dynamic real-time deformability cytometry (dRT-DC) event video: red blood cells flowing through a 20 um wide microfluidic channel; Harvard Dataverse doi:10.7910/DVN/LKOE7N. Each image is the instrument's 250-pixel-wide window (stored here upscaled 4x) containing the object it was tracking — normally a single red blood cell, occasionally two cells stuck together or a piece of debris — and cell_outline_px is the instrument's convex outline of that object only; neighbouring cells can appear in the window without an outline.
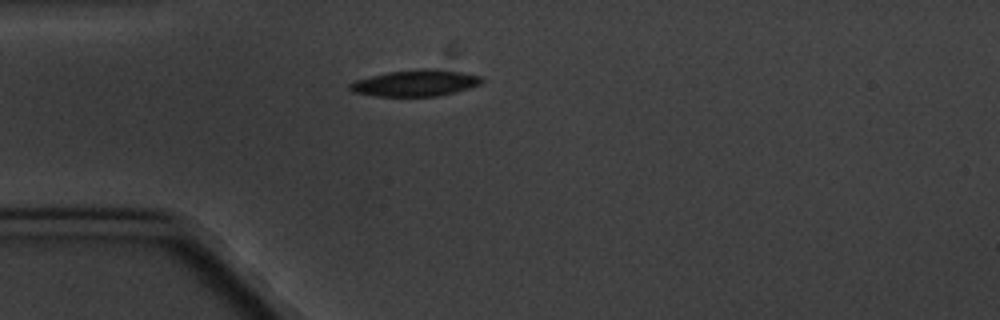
{"species": "common noctule bat (a hibernating species)", "species_latin": "Nyctalus noctula", "temperature_condition": "cold", "stored_images_in_passage": 7, "camera_frame_rate_fps": 3000, "um_per_image_px": 0.085, "animal": {"sex": "male", "body_mass_g": 20.1, "forearm_length_mm": 53.5}, "frame": {"image": 1, "passage_image": 1, "time_ms": 0.0, "image_size_px": [1000, 320], "cell_outline_px": [[484, 80], [480, 84], [456, 92], [436, 96], [376, 96], [352, 92], [348, 88], [348, 84], [356, 80], [388, 72], [420, 68], [436, 68], [460, 72], [480, 76]], "centroid_in_image_um": [35.3, 7.05], "position_along_channel_um": 49.7, "area_um2": 20.29}}
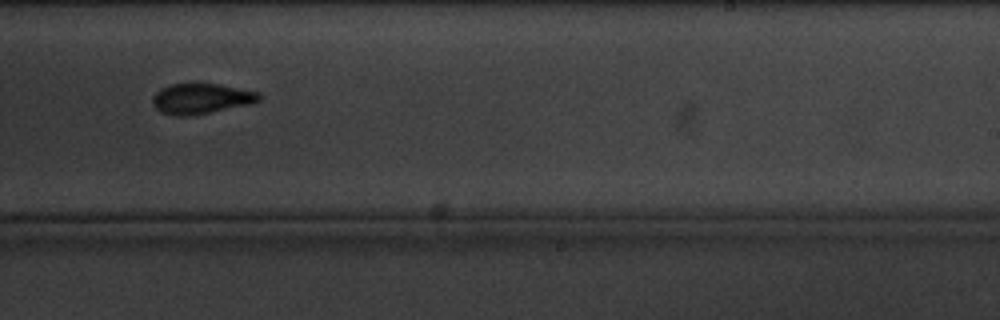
{"frame": {"image": 2, "passage_image": 7, "time_ms": 7.0, "image_size_px": [1000, 320], "cell_outline_px": [[264, 96], [260, 100], [252, 104], [212, 112], [188, 116], [176, 116], [160, 112], [152, 104], [152, 96], [160, 88], [168, 84], [192, 80], [196, 80], [220, 84], [260, 92]], "centroid_in_image_um": [17.1, 8.33], "position_along_channel_um": 271.9, "area_um2": 20.0}}